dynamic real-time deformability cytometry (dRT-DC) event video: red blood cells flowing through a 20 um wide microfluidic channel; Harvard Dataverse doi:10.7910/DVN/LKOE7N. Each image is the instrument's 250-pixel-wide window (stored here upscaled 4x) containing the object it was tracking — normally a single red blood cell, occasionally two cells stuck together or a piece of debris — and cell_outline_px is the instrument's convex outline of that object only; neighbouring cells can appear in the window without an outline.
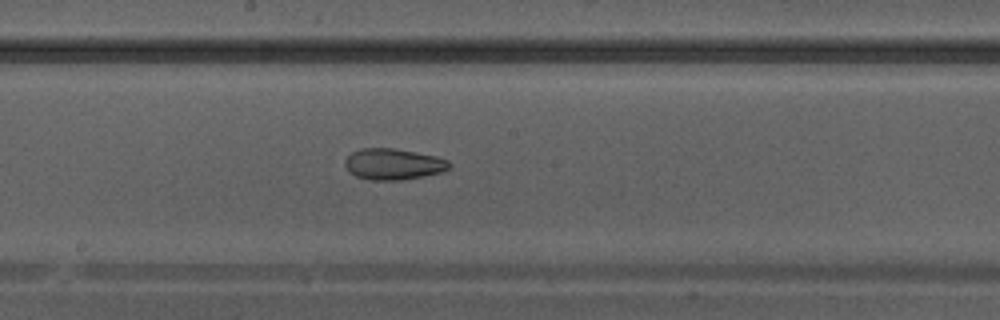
{"species": "Egyptian fruit bat (a non-hibernating species)", "species_latin": "Rousettus aegyptiacus", "temperature_condition": "warm", "stored_images_in_passage": 33, "camera_frame_rate_fps": 3000, "um_per_image_px": 0.085, "animal": {"sex": "male"}, "frame": {"image": 1, "passage_image": 15, "time_ms": 4.667, "image_size_px": [1000, 320], "cell_outline_px": [[452, 164], [444, 172], [404, 180], [368, 180], [356, 176], [344, 164], [344, 160], [352, 152], [360, 148], [392, 148], [436, 156], [448, 160]], "centroid_in_image_um": [33.45, 13.96], "position_along_channel_um": 214.7, "area_um2": 18.96}}